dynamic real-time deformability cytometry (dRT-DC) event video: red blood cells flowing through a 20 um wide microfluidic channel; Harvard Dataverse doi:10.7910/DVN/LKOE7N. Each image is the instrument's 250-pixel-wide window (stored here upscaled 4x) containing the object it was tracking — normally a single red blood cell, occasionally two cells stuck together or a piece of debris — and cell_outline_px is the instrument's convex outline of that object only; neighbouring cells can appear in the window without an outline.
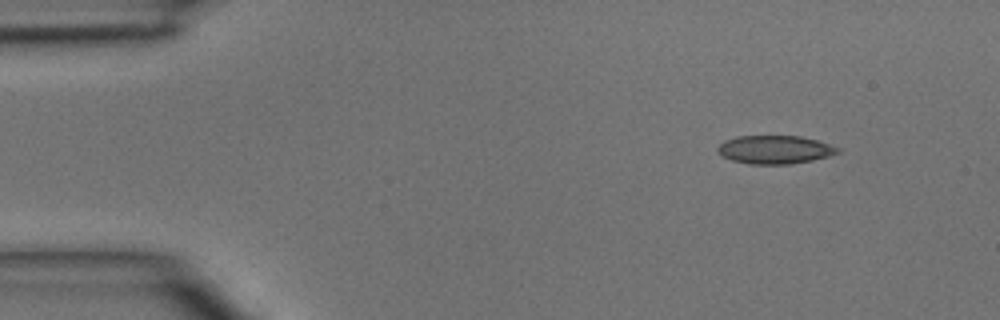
{"species": "common noctule bat (a hibernating species)", "species_latin": "Nyctalus noctula", "temperature_condition": "room temperature", "stored_images_in_passage": 3, "camera_frame_rate_fps": 3000, "um_per_image_px": 0.085, "animal": {"sex": "male", "body_mass_g": 15.6}, "frame": {"image": 1, "passage_image": 1, "time_ms": 0.0, "image_size_px": [1000, 320], "cell_outline_px": [[840, 152], [828, 156], [812, 160], [788, 164], [748, 164], [732, 160], [724, 156], [716, 148], [724, 140], [736, 136], [800, 136], [816, 140], [840, 148]], "centroid_in_image_um": [65.85, 12.71], "position_along_channel_um": 19.1, "area_um2": 19.65}}